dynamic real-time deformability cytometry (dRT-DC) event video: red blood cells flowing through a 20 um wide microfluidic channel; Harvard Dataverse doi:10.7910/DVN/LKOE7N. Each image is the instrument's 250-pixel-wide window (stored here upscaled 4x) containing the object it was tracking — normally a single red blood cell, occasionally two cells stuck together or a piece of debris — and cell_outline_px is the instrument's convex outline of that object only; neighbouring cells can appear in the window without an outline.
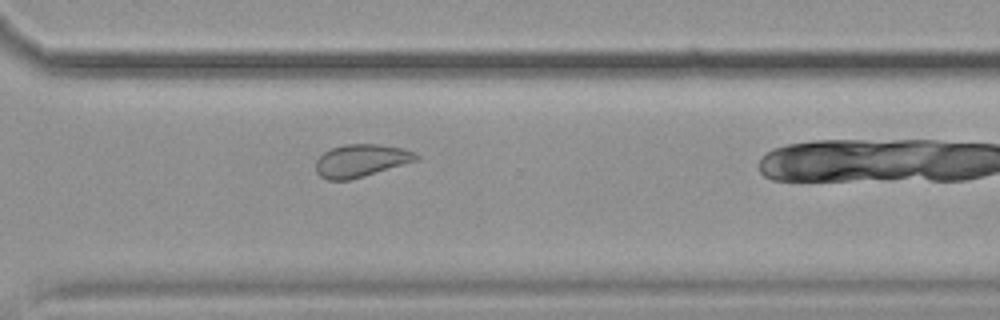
{"species": "common noctule bat (a hibernating species)", "species_latin": "Nyctalus noctula", "temperature_condition": "cold", "stored_images_in_passage": 11, "camera_frame_rate_fps": 3000, "um_per_image_px": 0.085, "animal": {"sex": "female", "body_mass_g": 19.9}, "frame": {"image": 1, "passage_image": 10, "time_ms": 11.333, "image_size_px": [1000, 320], "cell_outline_px": [[420, 160], [364, 176], [348, 180], [328, 180], [320, 176], [316, 172], [316, 160], [324, 152], [332, 148], [344, 144], [380, 144], [404, 148], [416, 152], [420, 156]], "centroid_in_image_um": [30.73, 13.64], "position_along_channel_um": 339.9, "area_um2": 19.31}}